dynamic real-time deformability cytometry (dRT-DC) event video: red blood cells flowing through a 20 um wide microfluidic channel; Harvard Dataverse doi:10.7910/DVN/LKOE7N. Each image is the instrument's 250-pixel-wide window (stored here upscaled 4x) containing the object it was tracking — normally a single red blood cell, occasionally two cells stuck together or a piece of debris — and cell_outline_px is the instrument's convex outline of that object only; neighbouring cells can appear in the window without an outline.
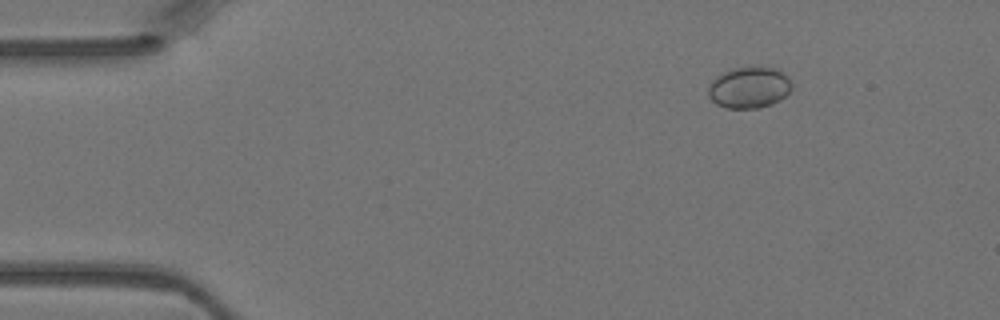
{"species": "Egyptian fruit bat (a non-hibernating species)", "species_latin": "Rousettus aegyptiacus", "temperature_condition": "warm", "stored_images_in_passage": 3, "camera_frame_rate_fps": 3000, "um_per_image_px": 0.085, "animal": {"sex": "female"}, "frame": {"image": 1, "passage_image": 2, "time_ms": 0.333, "image_size_px": [1000, 320], "cell_outline_px": [[792, 88], [780, 100], [772, 104], [760, 108], [724, 108], [716, 104], [708, 96], [708, 88], [712, 80], [716, 76], [732, 68], [752, 64], [776, 68], [788, 76], [792, 84]], "centroid_in_image_um": [63.68, 7.4], "position_along_channel_um": 21.3, "area_um2": 20.69}}